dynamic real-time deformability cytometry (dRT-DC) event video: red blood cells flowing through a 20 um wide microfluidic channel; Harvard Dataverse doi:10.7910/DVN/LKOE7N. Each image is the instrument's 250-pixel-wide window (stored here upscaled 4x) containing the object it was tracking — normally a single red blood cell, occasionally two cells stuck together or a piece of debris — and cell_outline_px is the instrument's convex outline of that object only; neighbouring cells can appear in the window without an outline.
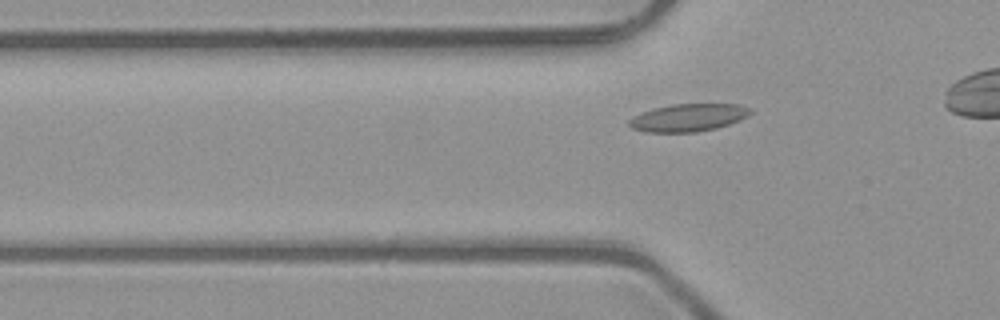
{"species": "common noctule bat (a hibernating species)", "species_latin": "Nyctalus noctula", "temperature_condition": "room temperature", "stored_images_in_passage": 7, "camera_frame_rate_fps": 3000, "um_per_image_px": 0.085, "animal": {"sex": "male", "body_mass_g": 23.1, "forearm_length_mm": 52.7}, "frame": {"image": 1, "passage_image": 7, "time_ms": 2.0, "image_size_px": [1000, 320], "cell_outline_px": [[752, 112], [748, 116], [740, 120], [716, 128], [696, 132], [644, 132], [632, 128], [628, 124], [628, 120], [632, 116], [652, 108], [672, 104], [740, 104], [752, 108]], "centroid_in_image_um": [58.5, 9.99], "position_along_channel_um": 67.3, "area_um2": 19.71}}